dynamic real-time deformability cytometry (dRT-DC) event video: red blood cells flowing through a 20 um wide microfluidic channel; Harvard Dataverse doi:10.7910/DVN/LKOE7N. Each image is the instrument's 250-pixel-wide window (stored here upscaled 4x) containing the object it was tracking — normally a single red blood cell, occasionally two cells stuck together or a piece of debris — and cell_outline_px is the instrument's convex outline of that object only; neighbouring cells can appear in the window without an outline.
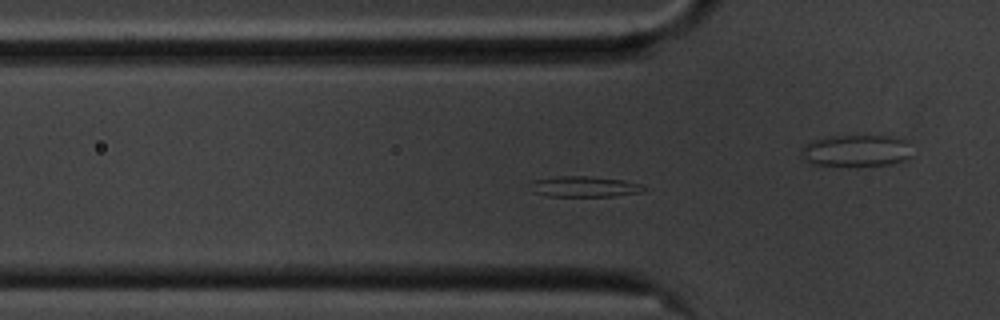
{"species": "common noctule bat (a hibernating species)", "species_latin": "Nyctalus noctula", "temperature_condition": "cold", "stored_images_in_passage": 55, "camera_frame_rate_fps": 3000, "um_per_image_px": 0.085, "animal": {"sex": "male", "body_mass_g": 20.1, "forearm_length_mm": 53.5}, "frame": {"image": 1, "passage_image": 15, "time_ms": 4.667, "image_size_px": [1000, 320], "cell_outline_px": [[648, 188], [640, 192], [612, 196], [548, 196], [532, 192], [532, 180], [556, 176], [588, 176], [624, 180], [640, 184]], "centroid_in_image_um": [49.66, 15.86], "position_along_channel_um": 76.1, "area_um2": 13.64}}
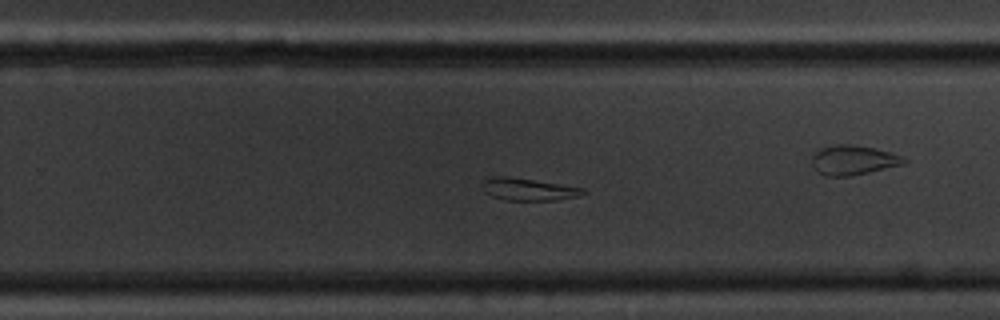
{"frame": {"image": 2, "passage_image": 33, "time_ms": 10.667, "image_size_px": [1000, 320], "cell_outline_px": [[588, 192], [580, 196], [556, 200], [504, 200], [492, 196], [484, 188], [484, 180], [492, 176], [508, 176], [560, 184], [584, 188]], "centroid_in_image_um": [44.98, 16.09], "position_along_channel_um": 284.8, "area_um2": 12.95}}
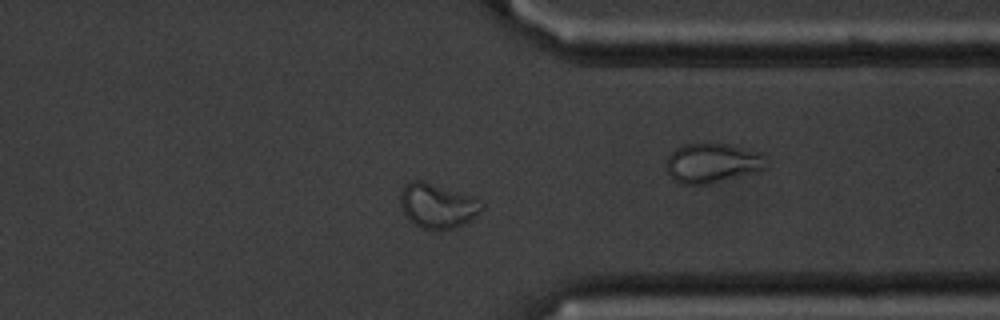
{"frame": {"image": 3, "passage_image": 41, "time_ms": 13.333, "image_size_px": [1000, 320], "cell_outline_px": [[484, 208], [464, 224], [452, 228], [420, 228], [408, 220], [404, 212], [400, 200], [400, 196], [404, 184], [408, 180], [420, 180], [472, 196], [484, 204]], "centroid_in_image_um": [37.16, 17.47], "position_along_channel_um": 374.2, "area_um2": 20.81}}